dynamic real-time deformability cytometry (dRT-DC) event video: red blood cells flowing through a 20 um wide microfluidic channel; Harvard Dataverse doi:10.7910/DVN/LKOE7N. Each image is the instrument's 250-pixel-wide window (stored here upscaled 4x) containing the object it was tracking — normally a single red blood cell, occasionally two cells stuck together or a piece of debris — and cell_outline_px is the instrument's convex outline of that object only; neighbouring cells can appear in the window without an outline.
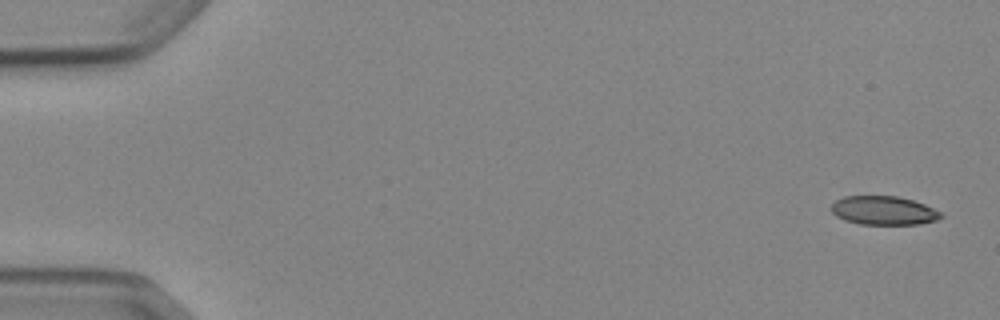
{"species": "Egyptian fruit bat (a non-hibernating species)", "species_latin": "Rousettus aegyptiacus", "temperature_condition": "cold", "stored_images_in_passage": 6, "camera_frame_rate_fps": 3000, "um_per_image_px": 0.085, "animal": {"sex": "female"}, "frame": {"image": 1, "passage_image": 1, "time_ms": 0.0, "image_size_px": [1000, 320], "cell_outline_px": [[944, 216], [936, 220], [920, 224], [860, 224], [844, 220], [836, 216], [828, 208], [836, 200], [844, 196], [896, 196], [912, 200], [924, 204], [940, 212]], "centroid_in_image_um": [75.07, 17.89], "position_along_channel_um": 9.9, "area_um2": 18.38}}
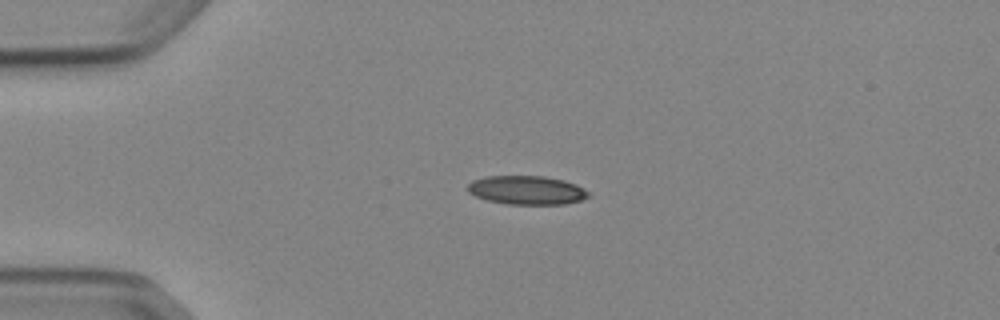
{"frame": {"image": 2, "passage_image": 4, "time_ms": 3.667, "image_size_px": [1000, 320], "cell_outline_px": [[592, 196], [580, 200], [564, 204], [508, 204], [488, 200], [476, 196], [468, 192], [468, 184], [472, 180], [484, 176], [544, 176], [564, 180], [576, 184], [592, 192]], "centroid_in_image_um": [44.82, 16.15], "position_along_channel_um": 40.2, "area_um2": 20.4}}
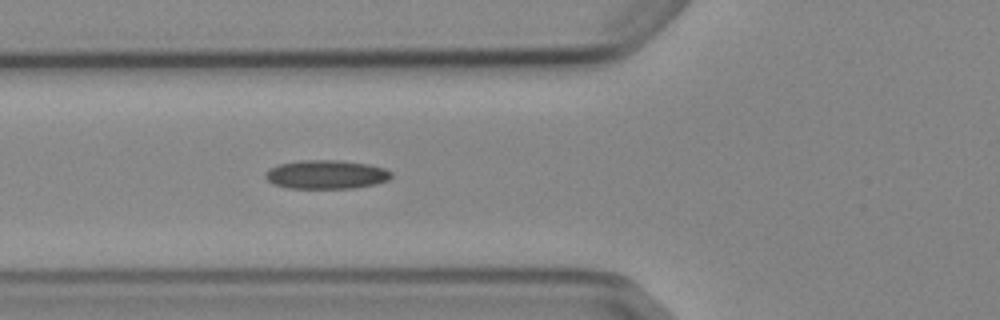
{"frame": {"image": 3, "passage_image": 6, "time_ms": 6.0, "image_size_px": [1000, 320], "cell_outline_px": [[392, 176], [388, 180], [376, 184], [352, 188], [288, 188], [272, 184], [264, 176], [268, 168], [280, 164], [300, 160], [340, 160], [368, 164], [384, 168], [392, 172]], "centroid_in_image_um": [27.72, 14.83], "position_along_channel_um": 98.1, "area_um2": 21.21}}